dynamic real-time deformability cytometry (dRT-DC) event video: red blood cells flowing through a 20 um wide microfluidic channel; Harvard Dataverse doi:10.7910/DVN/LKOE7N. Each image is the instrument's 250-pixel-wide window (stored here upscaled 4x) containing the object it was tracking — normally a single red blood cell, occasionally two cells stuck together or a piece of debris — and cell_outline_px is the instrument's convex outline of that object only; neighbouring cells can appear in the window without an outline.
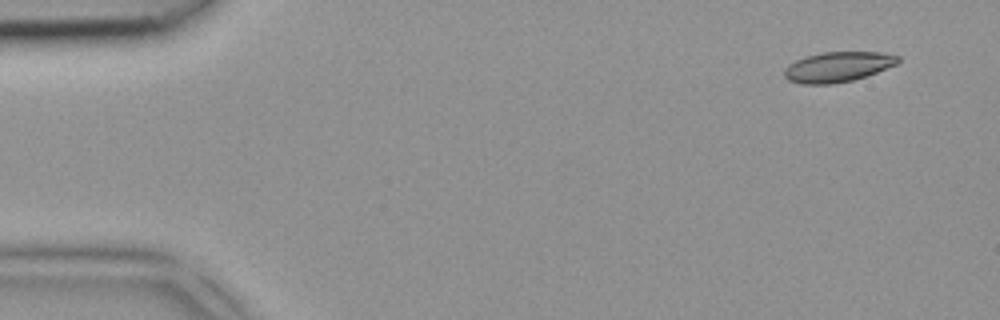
{"species": "common noctule bat (a hibernating species)", "species_latin": "Nyctalus noctula", "temperature_condition": "room temperature", "stored_images_in_passage": 6, "camera_frame_rate_fps": 3000, "um_per_image_px": 0.085, "animal": {"sex": "female", "body_mass_g": 18.4}, "frame": {"image": 1, "passage_image": 1, "time_ms": 0.0, "image_size_px": [1000, 320], "cell_outline_px": [[900, 60], [896, 64], [876, 72], [852, 80], [832, 84], [800, 84], [788, 80], [784, 76], [784, 68], [788, 64], [796, 60], [808, 56], [824, 52], [880, 52], [900, 56]], "centroid_in_image_um": [71.18, 5.68], "position_along_channel_um": 13.8, "area_um2": 19.83}}
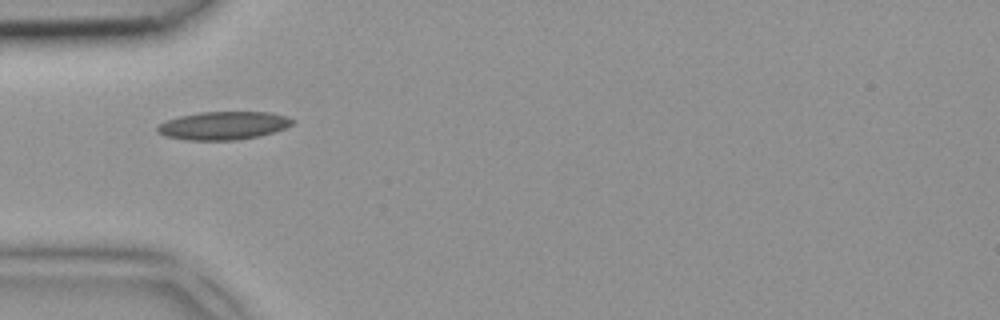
{"frame": {"image": 2, "passage_image": 4, "time_ms": 1.0, "image_size_px": [1000, 320], "cell_outline_px": [[296, 120], [292, 124], [284, 128], [260, 136], [236, 140], [184, 140], [164, 136], [156, 132], [156, 128], [160, 124], [168, 120], [180, 116], [200, 112], [268, 112], [288, 116]], "centroid_in_image_um": [18.98, 10.68], "position_along_channel_um": 66.0, "area_um2": 22.2}}